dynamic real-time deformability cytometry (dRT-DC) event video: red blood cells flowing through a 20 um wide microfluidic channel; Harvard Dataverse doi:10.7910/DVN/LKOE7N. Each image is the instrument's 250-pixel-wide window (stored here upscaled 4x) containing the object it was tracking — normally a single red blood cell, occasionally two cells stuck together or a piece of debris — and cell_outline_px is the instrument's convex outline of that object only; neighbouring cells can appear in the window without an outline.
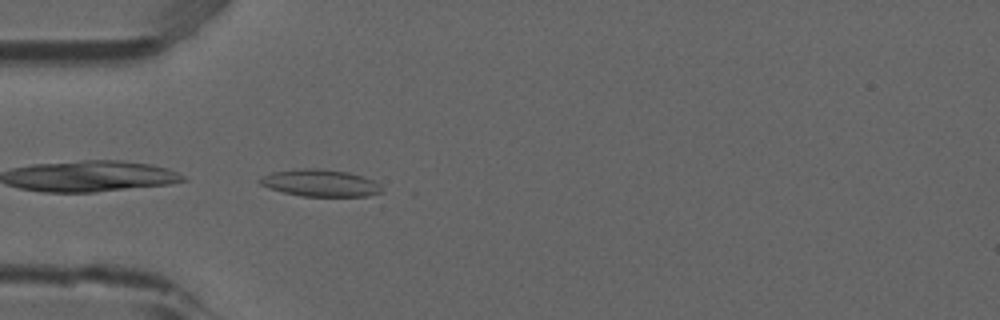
{"species": "common noctule bat (a hibernating species)", "species_latin": "Nyctalus noctula", "temperature_condition": "room temperature", "stored_images_in_passage": 35, "camera_frame_rate_fps": 3000, "um_per_image_px": 0.085, "animal": {"sex": "male", "forearm_length_mm": 52.5}, "frame": {"image": 1, "passage_image": 1, "time_ms": 0.0, "image_size_px": [1000, 320], "cell_outline_px": [[384, 192], [368, 196], [300, 196], [284, 192], [260, 184], [256, 180], [260, 176], [272, 172], [300, 168], [320, 168], [348, 172], [364, 176], [380, 184], [384, 188]], "centroid_in_image_um": [27.25, 15.55], "position_along_channel_um": 57.8, "area_um2": 19.42}, "authors_computed_cell_mechanics": {"area_um2": 17.1666, "velocity_mm_per_s": 3.8649, "shape_relaxation_time_tau1_ms": null, "shape_relaxation_time_tau2_ms": 6.0376, "deformation_change_tau1": null, "deformation_change_tau2": 0.13}}